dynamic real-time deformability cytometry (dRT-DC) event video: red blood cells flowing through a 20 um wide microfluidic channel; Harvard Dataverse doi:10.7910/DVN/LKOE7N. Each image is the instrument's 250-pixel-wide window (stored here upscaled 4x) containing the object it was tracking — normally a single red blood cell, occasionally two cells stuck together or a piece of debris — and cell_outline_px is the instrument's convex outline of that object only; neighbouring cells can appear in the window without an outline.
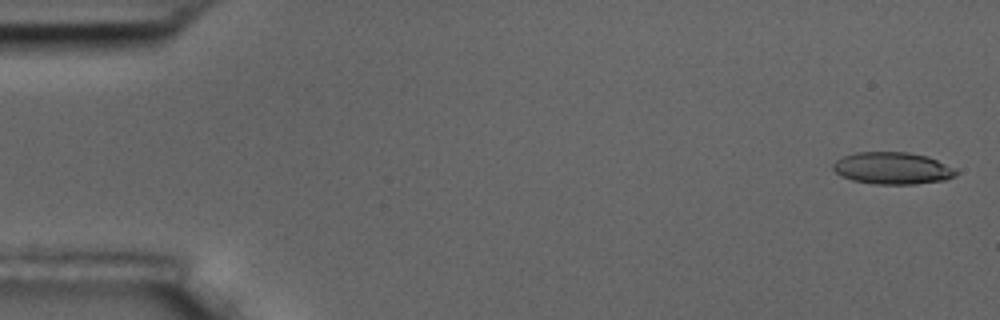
{"species": "common noctule bat (a hibernating species)", "species_latin": "Nyctalus noctula", "temperature_condition": "room temperature", "stored_images_in_passage": 5, "camera_frame_rate_fps": 3000, "um_per_image_px": 0.085, "animal": {"sex": "male", "body_mass_g": 17.5, "forearm_length_mm": 52.3}, "frame": {"image": 1, "passage_image": 1, "time_ms": 0.0, "image_size_px": [1000, 320], "cell_outline_px": [[960, 172], [956, 176], [944, 180], [916, 184], [876, 184], [852, 180], [836, 172], [832, 168], [832, 164], [836, 160], [844, 156], [856, 152], [908, 152], [928, 156]], "centroid_in_image_um": [75.86, 14.3], "position_along_channel_um": 9.1, "area_um2": 22.83}}
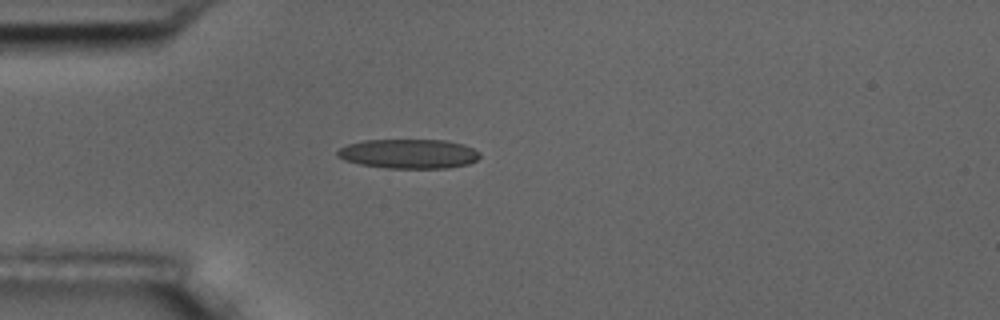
{"frame": {"image": 2, "passage_image": 5, "time_ms": 4.667, "image_size_px": [1000, 320], "cell_outline_px": [[480, 156], [476, 160], [468, 164], [448, 168], [384, 168], [360, 164], [344, 160], [336, 156], [336, 152], [340, 148], [348, 144], [364, 140], [448, 140], [464, 144], [480, 152]], "centroid_in_image_um": [34.74, 13.07], "position_along_channel_um": 50.3, "area_um2": 24.57}}